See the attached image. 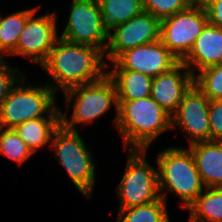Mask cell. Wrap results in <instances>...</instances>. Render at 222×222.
Masks as SVG:
<instances>
[{
	"instance_id": "obj_1",
	"label": "cell",
	"mask_w": 222,
	"mask_h": 222,
	"mask_svg": "<svg viewBox=\"0 0 222 222\" xmlns=\"http://www.w3.org/2000/svg\"><path fill=\"white\" fill-rule=\"evenodd\" d=\"M104 54L95 47L75 44L59 37L46 61L41 65L54 84H49L55 93L101 80L110 65Z\"/></svg>"
},
{
	"instance_id": "obj_2",
	"label": "cell",
	"mask_w": 222,
	"mask_h": 222,
	"mask_svg": "<svg viewBox=\"0 0 222 222\" xmlns=\"http://www.w3.org/2000/svg\"><path fill=\"white\" fill-rule=\"evenodd\" d=\"M118 102L116 126L124 149L148 150L160 134L171 128V116L151 96Z\"/></svg>"
},
{
	"instance_id": "obj_3",
	"label": "cell",
	"mask_w": 222,
	"mask_h": 222,
	"mask_svg": "<svg viewBox=\"0 0 222 222\" xmlns=\"http://www.w3.org/2000/svg\"><path fill=\"white\" fill-rule=\"evenodd\" d=\"M156 161L160 197L166 200L165 194L171 192L182 200L180 206L188 209L204 186L190 150L169 147L160 152Z\"/></svg>"
},
{
	"instance_id": "obj_4",
	"label": "cell",
	"mask_w": 222,
	"mask_h": 222,
	"mask_svg": "<svg viewBox=\"0 0 222 222\" xmlns=\"http://www.w3.org/2000/svg\"><path fill=\"white\" fill-rule=\"evenodd\" d=\"M25 80L24 74L20 76L2 102L0 127L14 128L30 119L40 117H61V109L55 101L56 93L49 84L43 87L30 84L27 86L24 84Z\"/></svg>"
},
{
	"instance_id": "obj_5",
	"label": "cell",
	"mask_w": 222,
	"mask_h": 222,
	"mask_svg": "<svg viewBox=\"0 0 222 222\" xmlns=\"http://www.w3.org/2000/svg\"><path fill=\"white\" fill-rule=\"evenodd\" d=\"M64 94L67 111L72 100L76 98L71 119H68L67 114L61 111V124L66 129L77 131L75 124L93 123L94 120L107 113L113 104L116 107L114 119L116 125L118 118L116 87L107 74L97 82L72 87L66 90Z\"/></svg>"
},
{
	"instance_id": "obj_6",
	"label": "cell",
	"mask_w": 222,
	"mask_h": 222,
	"mask_svg": "<svg viewBox=\"0 0 222 222\" xmlns=\"http://www.w3.org/2000/svg\"><path fill=\"white\" fill-rule=\"evenodd\" d=\"M50 147L78 191L90 198L95 184L96 165L79 132L66 129L61 124L53 134Z\"/></svg>"
},
{
	"instance_id": "obj_7",
	"label": "cell",
	"mask_w": 222,
	"mask_h": 222,
	"mask_svg": "<svg viewBox=\"0 0 222 222\" xmlns=\"http://www.w3.org/2000/svg\"><path fill=\"white\" fill-rule=\"evenodd\" d=\"M125 173L116 190L119 209L146 205L160 198L158 169L144 158L146 150H129Z\"/></svg>"
},
{
	"instance_id": "obj_8",
	"label": "cell",
	"mask_w": 222,
	"mask_h": 222,
	"mask_svg": "<svg viewBox=\"0 0 222 222\" xmlns=\"http://www.w3.org/2000/svg\"><path fill=\"white\" fill-rule=\"evenodd\" d=\"M208 22L202 3H194L189 8L161 20L160 40L181 62Z\"/></svg>"
},
{
	"instance_id": "obj_9",
	"label": "cell",
	"mask_w": 222,
	"mask_h": 222,
	"mask_svg": "<svg viewBox=\"0 0 222 222\" xmlns=\"http://www.w3.org/2000/svg\"><path fill=\"white\" fill-rule=\"evenodd\" d=\"M59 37L71 43L95 47L104 54L108 33L102 26L98 1L73 0L68 22Z\"/></svg>"
},
{
	"instance_id": "obj_10",
	"label": "cell",
	"mask_w": 222,
	"mask_h": 222,
	"mask_svg": "<svg viewBox=\"0 0 222 222\" xmlns=\"http://www.w3.org/2000/svg\"><path fill=\"white\" fill-rule=\"evenodd\" d=\"M161 21L143 11L108 34L104 57L114 62L125 51L160 39Z\"/></svg>"
},
{
	"instance_id": "obj_11",
	"label": "cell",
	"mask_w": 222,
	"mask_h": 222,
	"mask_svg": "<svg viewBox=\"0 0 222 222\" xmlns=\"http://www.w3.org/2000/svg\"><path fill=\"white\" fill-rule=\"evenodd\" d=\"M209 104L210 100L193 84L171 116V128L178 126L189 135V145L210 141Z\"/></svg>"
},
{
	"instance_id": "obj_12",
	"label": "cell",
	"mask_w": 222,
	"mask_h": 222,
	"mask_svg": "<svg viewBox=\"0 0 222 222\" xmlns=\"http://www.w3.org/2000/svg\"><path fill=\"white\" fill-rule=\"evenodd\" d=\"M36 12L27 18L16 49L11 55L29 57L32 62L42 65L59 39L56 28L57 17L55 13L35 17Z\"/></svg>"
},
{
	"instance_id": "obj_13",
	"label": "cell",
	"mask_w": 222,
	"mask_h": 222,
	"mask_svg": "<svg viewBox=\"0 0 222 222\" xmlns=\"http://www.w3.org/2000/svg\"><path fill=\"white\" fill-rule=\"evenodd\" d=\"M179 62L159 39L129 49L110 63L113 65L112 70H133L153 78L168 72Z\"/></svg>"
},
{
	"instance_id": "obj_14",
	"label": "cell",
	"mask_w": 222,
	"mask_h": 222,
	"mask_svg": "<svg viewBox=\"0 0 222 222\" xmlns=\"http://www.w3.org/2000/svg\"><path fill=\"white\" fill-rule=\"evenodd\" d=\"M193 84V74L182 62H179L168 72L153 77L150 96L172 116Z\"/></svg>"
},
{
	"instance_id": "obj_15",
	"label": "cell",
	"mask_w": 222,
	"mask_h": 222,
	"mask_svg": "<svg viewBox=\"0 0 222 222\" xmlns=\"http://www.w3.org/2000/svg\"><path fill=\"white\" fill-rule=\"evenodd\" d=\"M221 55L222 29L208 22L194 42L188 55L181 62L195 76V69L200 72L205 68L218 65Z\"/></svg>"
},
{
	"instance_id": "obj_16",
	"label": "cell",
	"mask_w": 222,
	"mask_h": 222,
	"mask_svg": "<svg viewBox=\"0 0 222 222\" xmlns=\"http://www.w3.org/2000/svg\"><path fill=\"white\" fill-rule=\"evenodd\" d=\"M188 149L193 155L204 187L222 188V142H196Z\"/></svg>"
},
{
	"instance_id": "obj_17",
	"label": "cell",
	"mask_w": 222,
	"mask_h": 222,
	"mask_svg": "<svg viewBox=\"0 0 222 222\" xmlns=\"http://www.w3.org/2000/svg\"><path fill=\"white\" fill-rule=\"evenodd\" d=\"M116 87L117 101H132L151 95L152 77L133 70L106 73Z\"/></svg>"
},
{
	"instance_id": "obj_18",
	"label": "cell",
	"mask_w": 222,
	"mask_h": 222,
	"mask_svg": "<svg viewBox=\"0 0 222 222\" xmlns=\"http://www.w3.org/2000/svg\"><path fill=\"white\" fill-rule=\"evenodd\" d=\"M61 125V117H40L23 122L13 129L34 153L45 145H51L55 130Z\"/></svg>"
},
{
	"instance_id": "obj_19",
	"label": "cell",
	"mask_w": 222,
	"mask_h": 222,
	"mask_svg": "<svg viewBox=\"0 0 222 222\" xmlns=\"http://www.w3.org/2000/svg\"><path fill=\"white\" fill-rule=\"evenodd\" d=\"M102 26L109 34L119 24L126 23L144 10L142 0H97Z\"/></svg>"
},
{
	"instance_id": "obj_20",
	"label": "cell",
	"mask_w": 222,
	"mask_h": 222,
	"mask_svg": "<svg viewBox=\"0 0 222 222\" xmlns=\"http://www.w3.org/2000/svg\"><path fill=\"white\" fill-rule=\"evenodd\" d=\"M187 210L189 222H222V188L206 187Z\"/></svg>"
},
{
	"instance_id": "obj_21",
	"label": "cell",
	"mask_w": 222,
	"mask_h": 222,
	"mask_svg": "<svg viewBox=\"0 0 222 222\" xmlns=\"http://www.w3.org/2000/svg\"><path fill=\"white\" fill-rule=\"evenodd\" d=\"M39 7L22 10L6 17L0 15V59L11 55L17 46L19 35L23 31L27 18Z\"/></svg>"
},
{
	"instance_id": "obj_22",
	"label": "cell",
	"mask_w": 222,
	"mask_h": 222,
	"mask_svg": "<svg viewBox=\"0 0 222 222\" xmlns=\"http://www.w3.org/2000/svg\"><path fill=\"white\" fill-rule=\"evenodd\" d=\"M166 200L161 197L149 204L119 209L116 222H170Z\"/></svg>"
},
{
	"instance_id": "obj_23",
	"label": "cell",
	"mask_w": 222,
	"mask_h": 222,
	"mask_svg": "<svg viewBox=\"0 0 222 222\" xmlns=\"http://www.w3.org/2000/svg\"><path fill=\"white\" fill-rule=\"evenodd\" d=\"M0 154L22 165L33 152L13 128L0 127Z\"/></svg>"
},
{
	"instance_id": "obj_24",
	"label": "cell",
	"mask_w": 222,
	"mask_h": 222,
	"mask_svg": "<svg viewBox=\"0 0 222 222\" xmlns=\"http://www.w3.org/2000/svg\"><path fill=\"white\" fill-rule=\"evenodd\" d=\"M194 84L209 100L222 99V65L203 69L194 76Z\"/></svg>"
},
{
	"instance_id": "obj_25",
	"label": "cell",
	"mask_w": 222,
	"mask_h": 222,
	"mask_svg": "<svg viewBox=\"0 0 222 222\" xmlns=\"http://www.w3.org/2000/svg\"><path fill=\"white\" fill-rule=\"evenodd\" d=\"M192 0H142V7L160 21L189 8Z\"/></svg>"
},
{
	"instance_id": "obj_26",
	"label": "cell",
	"mask_w": 222,
	"mask_h": 222,
	"mask_svg": "<svg viewBox=\"0 0 222 222\" xmlns=\"http://www.w3.org/2000/svg\"><path fill=\"white\" fill-rule=\"evenodd\" d=\"M23 73L17 69L11 68L5 62V59H0V106L4 99L8 96L12 86L18 81Z\"/></svg>"
},
{
	"instance_id": "obj_27",
	"label": "cell",
	"mask_w": 222,
	"mask_h": 222,
	"mask_svg": "<svg viewBox=\"0 0 222 222\" xmlns=\"http://www.w3.org/2000/svg\"><path fill=\"white\" fill-rule=\"evenodd\" d=\"M210 141L222 142V99L210 100L209 104Z\"/></svg>"
},
{
	"instance_id": "obj_28",
	"label": "cell",
	"mask_w": 222,
	"mask_h": 222,
	"mask_svg": "<svg viewBox=\"0 0 222 222\" xmlns=\"http://www.w3.org/2000/svg\"><path fill=\"white\" fill-rule=\"evenodd\" d=\"M202 5L209 23L222 29V0H205Z\"/></svg>"
},
{
	"instance_id": "obj_29",
	"label": "cell",
	"mask_w": 222,
	"mask_h": 222,
	"mask_svg": "<svg viewBox=\"0 0 222 222\" xmlns=\"http://www.w3.org/2000/svg\"><path fill=\"white\" fill-rule=\"evenodd\" d=\"M193 3H203L205 0H192Z\"/></svg>"
},
{
	"instance_id": "obj_30",
	"label": "cell",
	"mask_w": 222,
	"mask_h": 222,
	"mask_svg": "<svg viewBox=\"0 0 222 222\" xmlns=\"http://www.w3.org/2000/svg\"><path fill=\"white\" fill-rule=\"evenodd\" d=\"M219 64L222 65V55H221V58H220Z\"/></svg>"
}]
</instances>
